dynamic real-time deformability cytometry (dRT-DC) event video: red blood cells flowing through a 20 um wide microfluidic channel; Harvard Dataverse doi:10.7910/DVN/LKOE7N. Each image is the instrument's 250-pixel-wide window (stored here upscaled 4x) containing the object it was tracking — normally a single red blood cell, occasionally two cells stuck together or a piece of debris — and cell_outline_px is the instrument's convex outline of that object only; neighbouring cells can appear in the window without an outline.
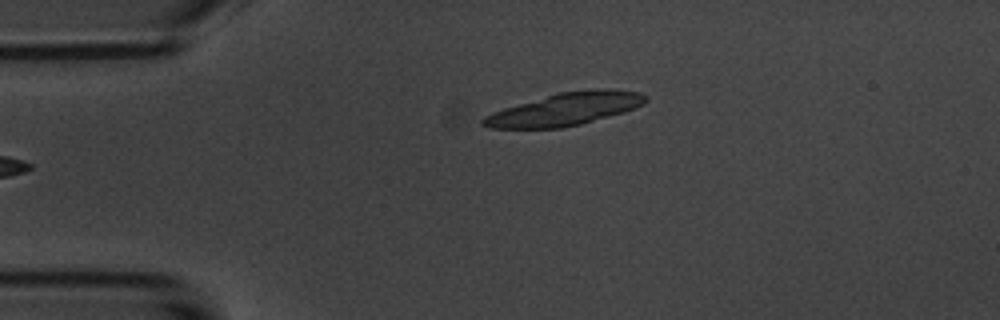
{"species": "common noctule bat (a hibernating species)", "species_latin": "Nyctalus noctula", "temperature_condition": "room temperature", "stored_images_in_passage": 6, "segment_of_instrument_passage": [2, 2], "camera_frame_rate_fps": 3000, "um_per_image_px": 0.085, "animal": {"sex": "male", "body_mass_g": 20.1, "forearm_length_mm": 53.5}, "frame": {"image": 1, "passage_image": 6, "time_ms": 5.667, "image_size_px": [1000, 320], "cell_outline_px": [[648, 100], [644, 104], [624, 112], [580, 124], [564, 128], [488, 128], [480, 124], [480, 120], [484, 116], [492, 112], [504, 108], [556, 92], [592, 88], [604, 88], [640, 92], [648, 96]], "centroid_in_image_um": [48.03, 9.26], "position_along_channel_um": 37.0, "area_um2": 31.21}}